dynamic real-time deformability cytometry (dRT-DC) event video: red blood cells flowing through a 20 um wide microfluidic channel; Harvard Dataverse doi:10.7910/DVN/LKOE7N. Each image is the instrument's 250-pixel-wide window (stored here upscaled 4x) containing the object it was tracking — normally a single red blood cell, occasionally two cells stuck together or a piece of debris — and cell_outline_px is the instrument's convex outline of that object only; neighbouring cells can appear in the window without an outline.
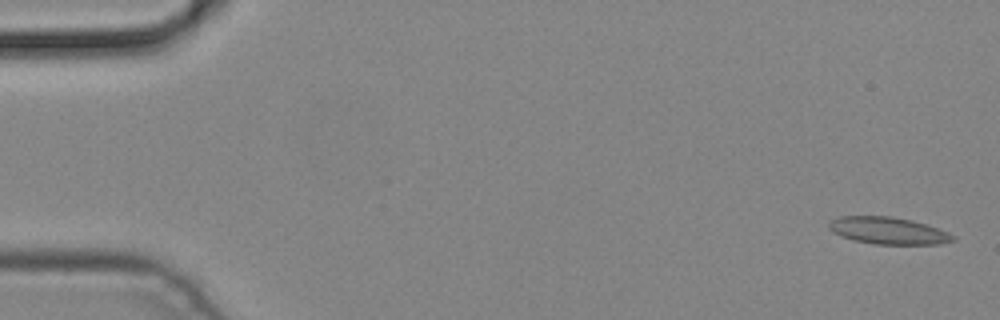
{"species": "common noctule bat (a hibernating species)", "species_latin": "Nyctalus noctula", "temperature_condition": "cold", "stored_images_in_passage": 4, "camera_frame_rate_fps": 3000, "um_per_image_px": 0.085, "animal": {"sex": "male", "body_mass_g": 19.2, "forearm_length_mm": 51.8}, "frame": {"image": 1, "passage_image": 1, "time_ms": 0.0, "image_size_px": [1000, 320], "cell_outline_px": [[956, 240], [940, 244], [872, 244], [852, 240], [840, 236], [832, 232], [828, 228], [828, 220], [840, 216], [892, 216], [912, 220], [948, 232], [956, 236]], "centroid_in_image_um": [75.45, 19.6], "position_along_channel_um": 9.6, "area_um2": 19.77}}
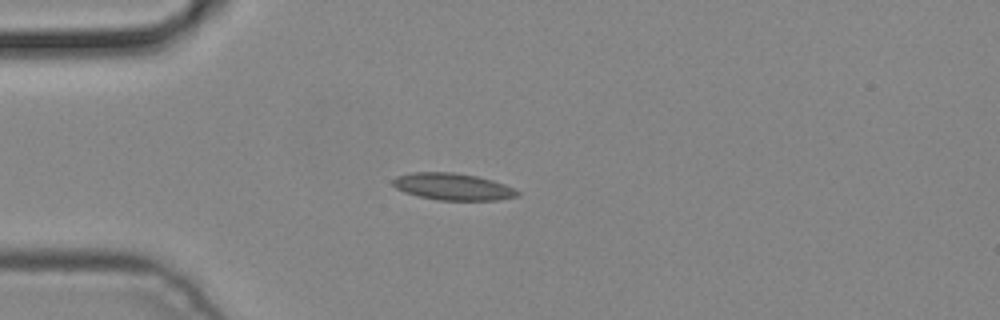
{"frame": {"image": 2, "passage_image": 4, "time_ms": 1.0, "image_size_px": [1000, 320], "cell_outline_px": [[520, 196], [500, 200], [436, 200], [404, 192], [396, 188], [392, 184], [392, 180], [396, 176], [412, 172], [452, 172], [476, 176], [492, 180], [504, 184], [520, 192]], "centroid_in_image_um": [38.49, 15.87], "position_along_channel_um": 46.5, "area_um2": 19.54}}